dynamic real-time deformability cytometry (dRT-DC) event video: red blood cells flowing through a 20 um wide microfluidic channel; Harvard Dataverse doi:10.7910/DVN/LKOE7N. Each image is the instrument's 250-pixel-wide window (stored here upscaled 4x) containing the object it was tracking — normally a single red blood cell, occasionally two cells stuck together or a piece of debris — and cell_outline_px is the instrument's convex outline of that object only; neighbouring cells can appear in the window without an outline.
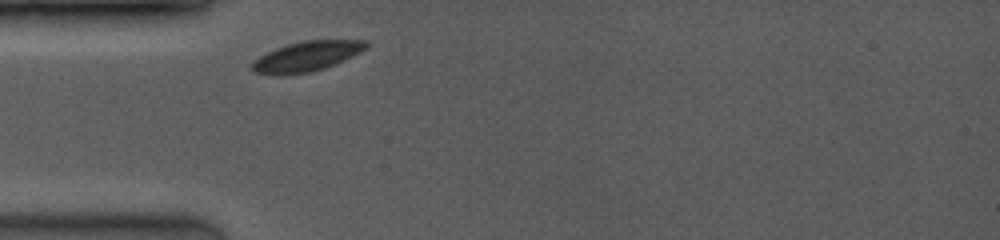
{"species": "common noctule bat (a hibernating species)", "species_latin": "Nyctalus noctula", "temperature_condition": "room temperature", "stored_images_in_passage": 3, "camera_frame_rate_fps": 3500, "um_per_image_px": 0.085, "animal": {"sex": "female", "body_mass_g": 19.0, "forearm_length_mm": 53.3}, "frame": {"image": 1, "passage_image": 1, "time_ms": 0.0, "image_size_px": [1000, 240], "cell_outline_px": [[368, 48], [336, 64], [312, 72], [284, 76], [256, 72], [252, 68], [252, 64], [260, 56], [276, 48], [288, 44], [304, 40], [368, 40]], "centroid_in_image_um": [26.12, 4.79], "position_along_channel_um": 58.9, "area_um2": 19.88}}
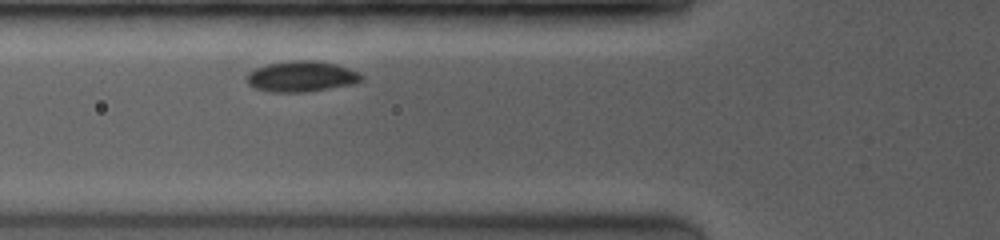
{"frame": {"image": 2, "passage_image": 3, "time_ms": 1.143, "image_size_px": [1000, 240], "cell_outline_px": [[364, 80], [352, 84], [304, 92], [272, 92], [256, 88], [248, 84], [248, 72], [256, 68], [268, 64], [288, 60], [316, 60], [336, 64], [360, 72], [364, 76]], "centroid_in_image_um": [25.66, 6.48], "position_along_channel_um": 100.1, "area_um2": 20.52}}